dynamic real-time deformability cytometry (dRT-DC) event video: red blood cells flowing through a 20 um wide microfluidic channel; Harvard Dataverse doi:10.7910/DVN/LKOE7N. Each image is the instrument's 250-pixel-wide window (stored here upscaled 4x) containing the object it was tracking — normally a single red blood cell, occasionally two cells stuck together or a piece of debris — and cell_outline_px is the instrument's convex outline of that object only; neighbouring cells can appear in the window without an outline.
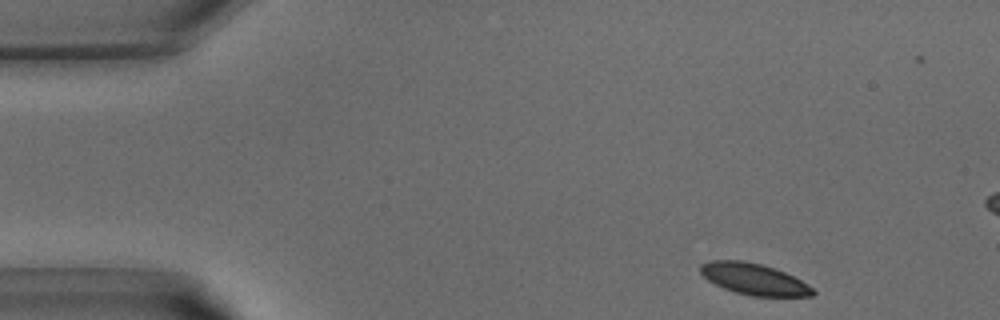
{"species": "common noctule bat (a hibernating species)", "species_latin": "Nyctalus noctula", "temperature_condition": "warm", "stored_images_in_passage": 9, "camera_frame_rate_fps": 3000, "um_per_image_px": 0.085, "animal": {"sex": "male", "body_mass_g": 15.6}, "frame": {"image": 1, "passage_image": 1, "time_ms": 0.0, "image_size_px": [1000, 320], "cell_outline_px": [[816, 292], [812, 296], [752, 296], [736, 292], [724, 288], [708, 280], [700, 272], [700, 264], [708, 260], [744, 260], [760, 264], [784, 272], [800, 280], [812, 288]], "centroid_in_image_um": [64.05, 23.71], "position_along_channel_um": 20.9, "area_um2": 20.29}}